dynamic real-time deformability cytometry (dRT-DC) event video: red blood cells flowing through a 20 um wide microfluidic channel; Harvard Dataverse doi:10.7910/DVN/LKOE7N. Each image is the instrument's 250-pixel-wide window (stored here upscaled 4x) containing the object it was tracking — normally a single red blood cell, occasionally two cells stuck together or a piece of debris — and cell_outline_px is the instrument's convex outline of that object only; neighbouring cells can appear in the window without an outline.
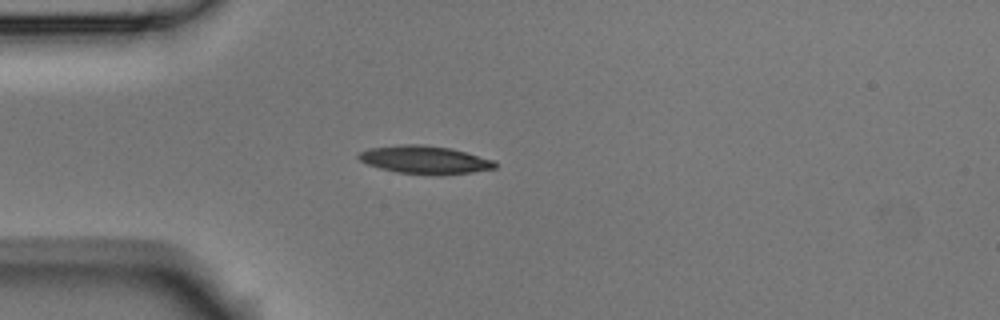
{"species": "Egyptian fruit bat (a non-hibernating species)", "species_latin": "Rousettus aegyptiacus", "temperature_condition": "room temperature", "stored_images_in_passage": 1, "camera_frame_rate_fps": 3000, "um_per_image_px": 0.085, "animal": {"sex": "male"}, "frame": {"image": 1, "passage_image": 1, "time_ms": 0.0, "image_size_px": [1000, 320], "cell_outline_px": [[496, 168], [472, 172], [440, 176], [432, 176], [396, 172], [380, 168], [368, 164], [360, 160], [356, 156], [360, 152], [368, 148], [400, 144], [424, 144], [452, 148], [492, 160], [496, 164]], "centroid_in_image_um": [36.08, 13.59], "position_along_channel_um": 48.9, "area_um2": 22.54}}